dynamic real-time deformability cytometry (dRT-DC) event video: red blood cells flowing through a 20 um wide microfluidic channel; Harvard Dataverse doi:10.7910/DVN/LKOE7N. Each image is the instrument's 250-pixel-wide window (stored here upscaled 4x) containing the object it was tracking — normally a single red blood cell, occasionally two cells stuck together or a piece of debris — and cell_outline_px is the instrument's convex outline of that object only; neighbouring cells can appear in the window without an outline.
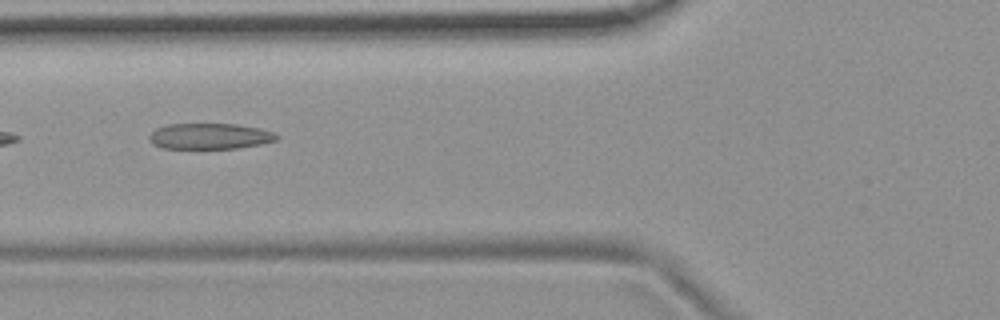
{"species": "common noctule bat (a hibernating species)", "species_latin": "Nyctalus noctula", "temperature_condition": "room temperature", "stored_images_in_passage": 7, "camera_frame_rate_fps": 3000, "um_per_image_px": 0.085, "animal": {"sex": "female", "body_mass_g": 19.9}, "frame": {"image": 1, "passage_image": 5, "time_ms": 1.333, "image_size_px": [1000, 320], "cell_outline_px": [[280, 136], [276, 140], [260, 144], [240, 148], [160, 148], [152, 144], [148, 136], [156, 128], [168, 124], [236, 124], [260, 128], [272, 132]], "centroid_in_image_um": [17.82, 11.58], "position_along_channel_um": 108.0, "area_um2": 19.19}}
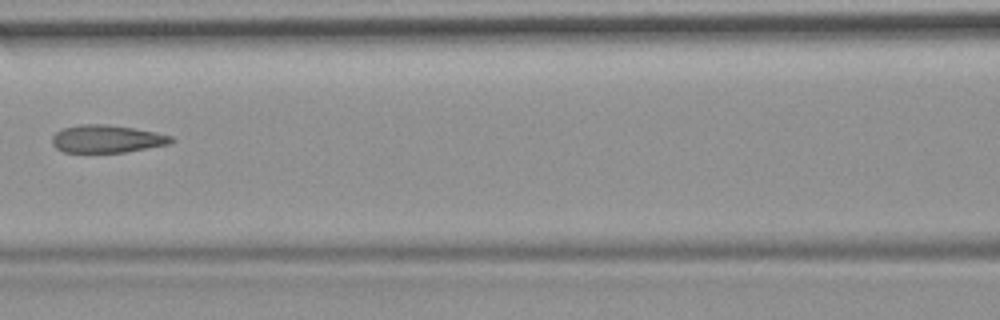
{"frame": {"image": 2, "passage_image": 6, "time_ms": 1.667, "image_size_px": [1000, 320], "cell_outline_px": [[176, 140], [168, 144], [124, 152], [64, 152], [56, 148], [52, 144], [52, 136], [60, 128], [80, 124], [108, 124], [156, 132], [172, 136]], "centroid_in_image_um": [9.05, 11.79], "position_along_channel_um": 157.5, "area_um2": 19.25}}